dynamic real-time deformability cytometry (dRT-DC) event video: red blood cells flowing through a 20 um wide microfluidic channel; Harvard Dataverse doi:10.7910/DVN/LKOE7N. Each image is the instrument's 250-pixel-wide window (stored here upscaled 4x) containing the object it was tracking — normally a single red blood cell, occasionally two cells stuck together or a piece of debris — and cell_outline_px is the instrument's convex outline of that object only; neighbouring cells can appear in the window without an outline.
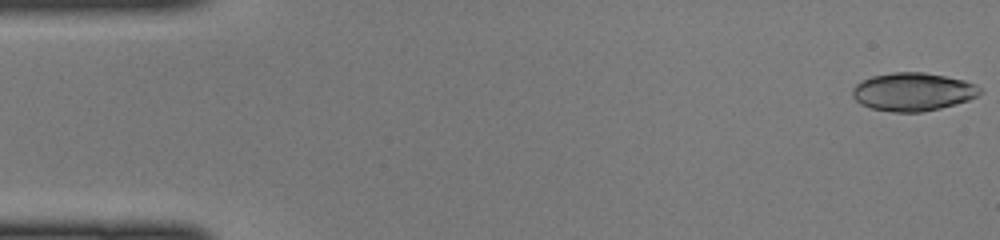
{"species": "common noctule bat (a hibernating species)", "species_latin": "Nyctalus noctula", "temperature_condition": "cold", "stored_images_in_passage": 46, "camera_frame_rate_fps": 3000, "um_per_image_px": 0.085, "animal": {"sex": "female", "body_mass_g": 22.0, "forearm_length_mm": 56.7}, "frame": {"image": 1, "passage_image": 1, "time_ms": 0.0, "image_size_px": [1000, 240], "cell_outline_px": [[984, 92], [968, 100], [956, 104], [940, 108], [920, 112], [892, 112], [872, 108], [860, 104], [852, 96], [852, 88], [860, 80], [872, 76], [892, 72], [924, 72], [964, 80], [976, 84]], "centroid_in_image_um": [77.58, 7.8], "position_along_channel_um": 7.4, "area_um2": 28.5}}